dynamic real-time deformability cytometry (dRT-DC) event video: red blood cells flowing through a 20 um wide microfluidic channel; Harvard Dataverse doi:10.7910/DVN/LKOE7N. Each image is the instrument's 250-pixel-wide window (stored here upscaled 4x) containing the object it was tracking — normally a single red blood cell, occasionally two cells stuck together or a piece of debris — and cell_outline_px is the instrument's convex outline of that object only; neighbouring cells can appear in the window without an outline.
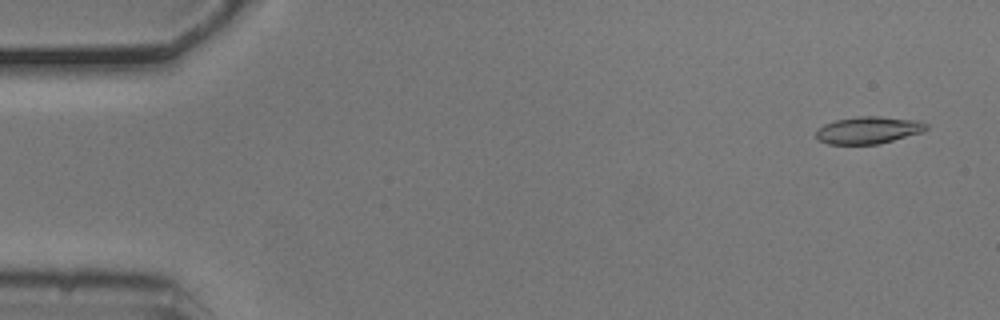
{"species": "common noctule bat (a hibernating species)", "species_latin": "Nyctalus noctula", "temperature_condition": "cold", "stored_images_in_passage": 54, "camera_frame_rate_fps": 3000, "um_per_image_px": 0.085, "animal": {"sex": "male", "body_mass_g": 20.5, "forearm_length_mm": 52.5}, "frame": {"image": 1, "passage_image": 3, "time_ms": 0.667, "image_size_px": [1000, 320], "cell_outline_px": [[928, 128], [924, 132], [880, 144], [828, 144], [816, 140], [816, 132], [824, 124], [836, 120], [860, 116], [876, 116], [920, 120], [928, 124]], "centroid_in_image_um": [73.85, 11.07], "position_along_channel_um": 11.1, "area_um2": 17.63}}
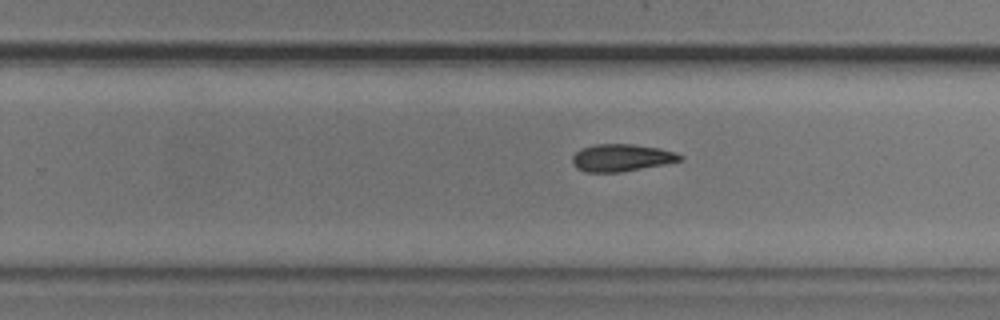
{"frame": {"image": 2, "passage_image": 34, "time_ms": 11.0, "image_size_px": [1000, 320], "cell_outline_px": [[684, 160], [664, 164], [620, 172], [584, 172], [576, 168], [572, 164], [572, 156], [580, 148], [596, 144], [632, 144], [660, 148], [676, 152], [684, 156]], "centroid_in_image_um": [52.82, 13.4], "position_along_channel_um": 277.0, "area_um2": 17.28}}
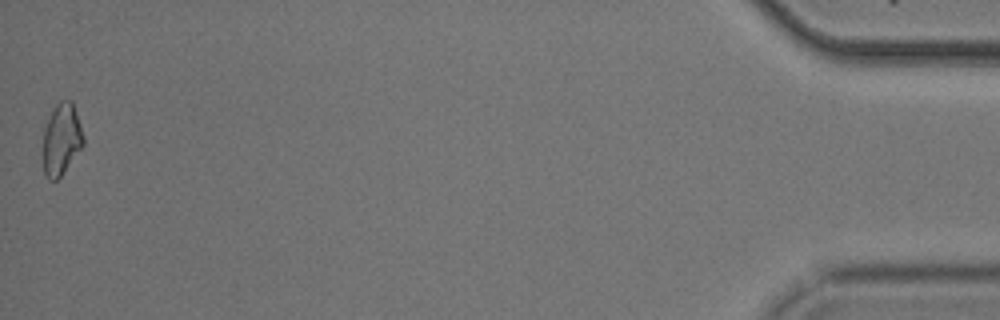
{"frame": {"image": 3, "passage_image": 54, "time_ms": 17.667, "image_size_px": [1000, 320], "cell_outline_px": [[84, 144], [60, 176], [56, 180], [48, 180], [44, 172], [44, 128], [56, 104], [60, 100], [72, 100], [84, 136]], "centroid_in_image_um": [5.24, 11.82], "position_along_channel_um": 430.0, "area_um2": 16.47}, "authors_computed_cell_mechanics": {"area_um2": 17.2822, "velocity_mm_per_s": 3.735, "shape_relaxation_time_tau1_ms": 7.8742, "shape_relaxation_time_tau2_ms": null, "deformation_change_tau1": 0.1677, "deformation_change_tau2": null}}